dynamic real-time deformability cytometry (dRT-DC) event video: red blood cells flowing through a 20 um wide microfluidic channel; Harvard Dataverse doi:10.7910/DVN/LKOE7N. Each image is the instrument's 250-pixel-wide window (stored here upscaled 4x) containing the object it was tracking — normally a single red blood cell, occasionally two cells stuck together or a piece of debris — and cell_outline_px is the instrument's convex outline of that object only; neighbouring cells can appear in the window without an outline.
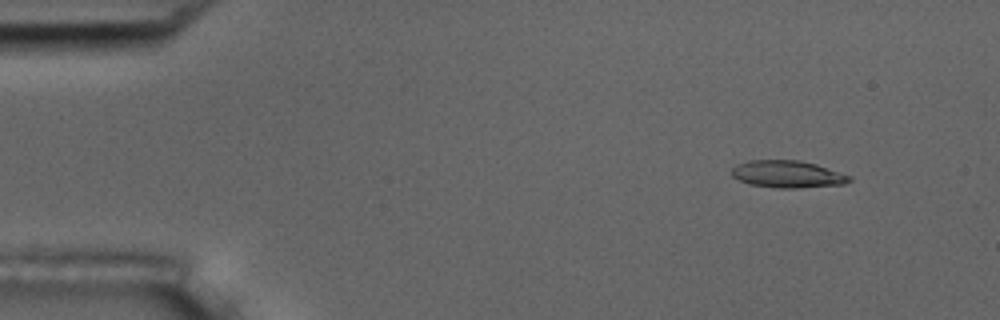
{"species": "common noctule bat (a hibernating species)", "species_latin": "Nyctalus noctula", "temperature_condition": "room temperature", "stored_images_in_passage": 6, "camera_frame_rate_fps": 3000, "um_per_image_px": 0.085, "animal": {"sex": "male", "body_mass_g": 17.5, "forearm_length_mm": 52.3}, "frame": {"image": 1, "passage_image": 2, "time_ms": 1.0, "image_size_px": [1000, 320], "cell_outline_px": [[852, 180], [844, 184], [800, 188], [776, 188], [748, 184], [732, 176], [732, 168], [736, 164], [748, 160], [800, 160], [816, 164], [852, 176]], "centroid_in_image_um": [66.94, 14.8], "position_along_channel_um": 18.1, "area_um2": 18.79}}